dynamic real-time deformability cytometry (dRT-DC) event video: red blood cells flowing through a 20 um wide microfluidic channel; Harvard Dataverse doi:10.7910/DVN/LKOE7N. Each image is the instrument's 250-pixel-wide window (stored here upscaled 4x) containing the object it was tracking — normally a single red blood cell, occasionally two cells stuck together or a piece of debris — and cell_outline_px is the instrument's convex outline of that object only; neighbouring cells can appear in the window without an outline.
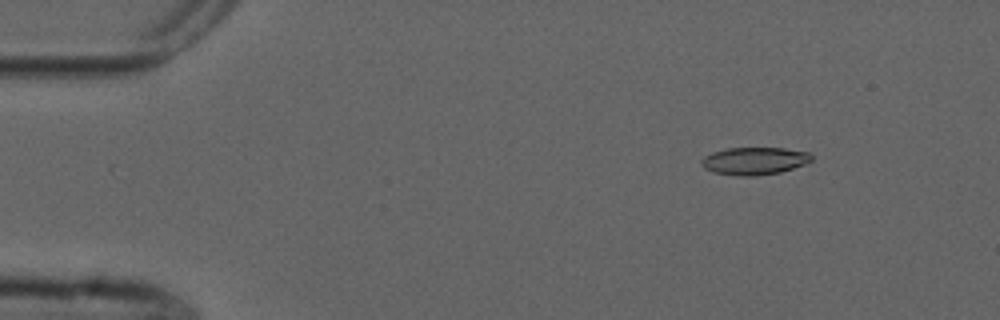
{"species": "common noctule bat (a hibernating species)", "species_latin": "Nyctalus noctula", "temperature_condition": "cold", "stored_images_in_passage": 15, "camera_frame_rate_fps": 3000, "um_per_image_px": 0.085, "animal": {"sex": "male", "forearm_length_mm": 52.5}, "frame": {"image": 1, "passage_image": 6, "time_ms": 1.667, "image_size_px": [1000, 320], "cell_outline_px": [[796, 164], [788, 168], [772, 172], [724, 172], [724, 152], [740, 148], [772, 148], [796, 152]], "centroid_in_image_um": [64.46, 13.6], "position_along_channel_um": 20.5, "area_um2": 11.33}}
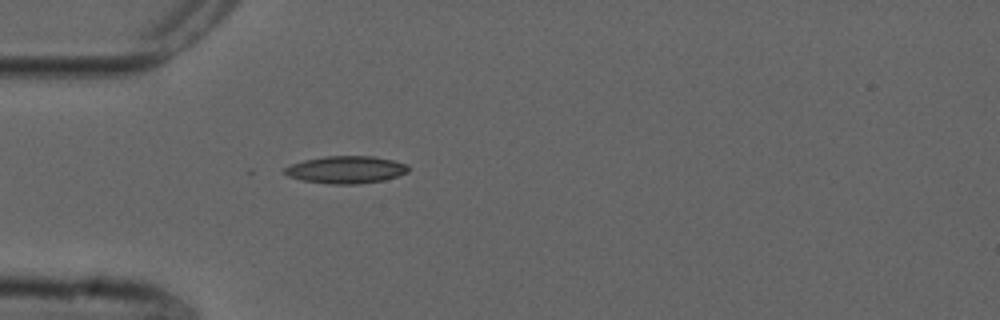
{"frame": {"image": 2, "passage_image": 15, "time_ms": 4.667, "image_size_px": [1000, 320], "cell_outline_px": [[404, 168], [400, 172], [388, 176], [372, 180], [320, 180], [316, 160], [380, 160], [396, 164]], "centroid_in_image_um": [30.25, 14.42], "position_along_channel_um": 54.7, "area_um2": 10.81}}